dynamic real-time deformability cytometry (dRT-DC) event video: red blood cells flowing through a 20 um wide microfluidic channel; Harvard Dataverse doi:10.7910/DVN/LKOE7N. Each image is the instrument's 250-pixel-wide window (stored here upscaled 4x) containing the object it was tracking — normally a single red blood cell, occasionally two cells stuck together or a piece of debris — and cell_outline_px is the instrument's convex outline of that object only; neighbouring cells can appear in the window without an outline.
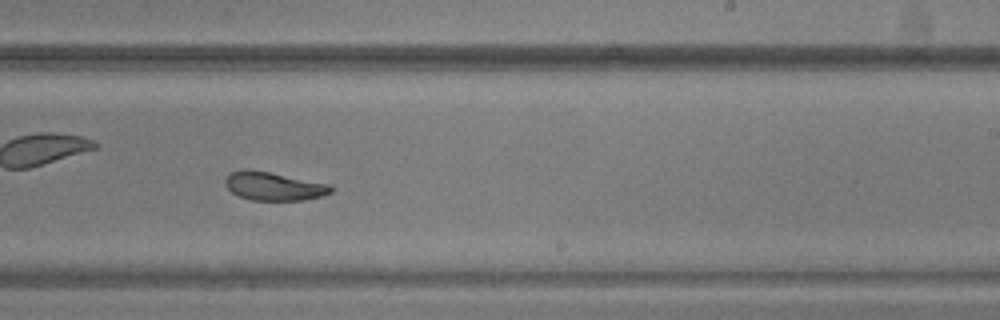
{"species": "common noctule bat (a hibernating species)", "species_latin": "Nyctalus noctula", "temperature_condition": "warm", "stored_images_in_passage": 44, "camera_frame_rate_fps": 3000, "um_per_image_px": 0.085, "animal": {"sex": "male", "body_mass_g": 20.5, "forearm_length_mm": 52.5}, "frame": {"image": 1, "passage_image": 26, "time_ms": 8.333, "image_size_px": [1000, 320], "cell_outline_px": [[336, 188], [332, 192], [320, 196], [304, 200], [252, 200], [240, 196], [232, 192], [224, 184], [224, 180], [232, 172], [244, 168], [248, 168], [328, 184]], "centroid_in_image_um": [23.26, 15.82], "position_along_channel_um": 265.7, "area_um2": 17.34}}
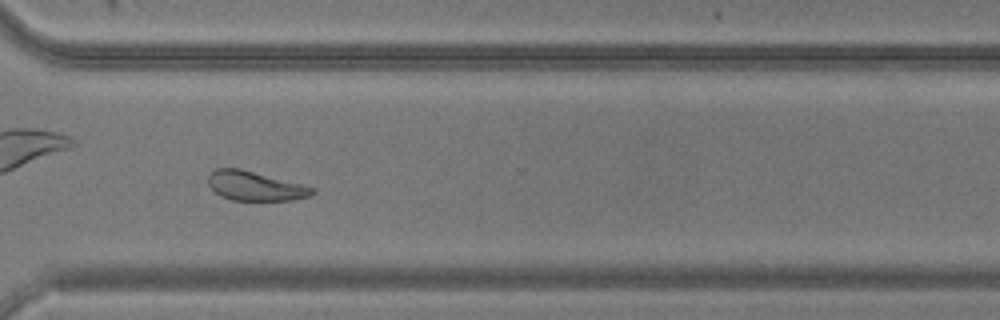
{"frame": {"image": 2, "passage_image": 32, "time_ms": 10.333, "image_size_px": [1000, 320], "cell_outline_px": [[316, 192], [312, 196], [292, 200], [232, 200], [220, 196], [208, 184], [208, 176], [216, 168], [240, 168], [304, 184], [316, 188]], "centroid_in_image_um": [21.74, 15.81], "position_along_channel_um": 348.9, "area_um2": 17.98}}
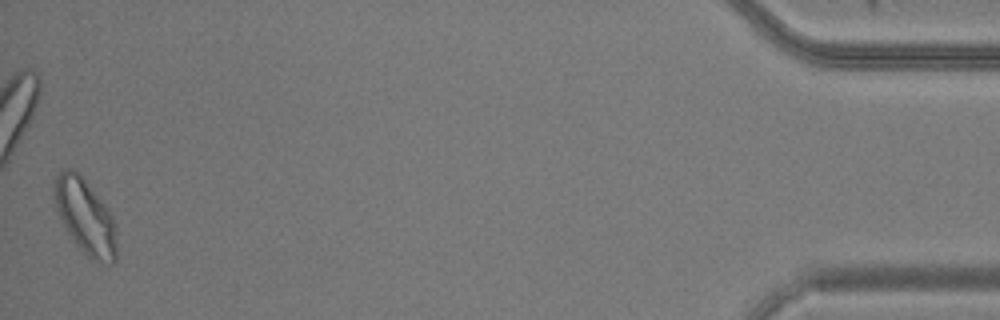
{"frame": {"image": 3, "passage_image": 44, "time_ms": 14.333, "image_size_px": [1000, 320], "cell_outline_px": [[116, 260], [112, 264], [108, 264], [92, 260], [80, 248], [68, 232], [60, 220], [56, 208], [52, 188], [56, 176], [64, 168], [72, 168], [84, 180], [100, 200], [112, 216], [116, 224]], "centroid_in_image_um": [7.23, 18.43], "position_along_channel_um": 428.0, "area_um2": 26.93}}